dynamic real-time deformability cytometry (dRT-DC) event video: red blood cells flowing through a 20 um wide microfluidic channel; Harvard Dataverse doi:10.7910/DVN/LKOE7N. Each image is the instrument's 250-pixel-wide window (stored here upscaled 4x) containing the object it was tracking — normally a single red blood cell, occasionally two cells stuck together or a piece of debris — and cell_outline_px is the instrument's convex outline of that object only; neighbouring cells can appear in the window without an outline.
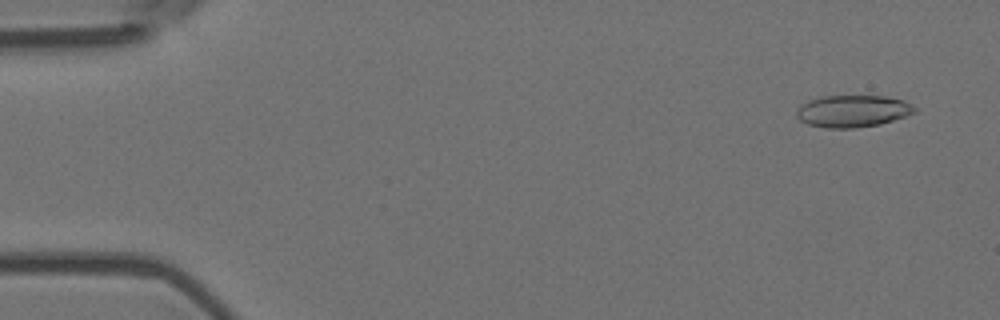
{"species": "Egyptian fruit bat (a non-hibernating species)", "species_latin": "Rousettus aegyptiacus", "temperature_condition": "room temperature", "stored_images_in_passage": 4, "camera_frame_rate_fps": 3000, "um_per_image_px": 0.085, "animal": {"sex": "female"}, "frame": {"image": 1, "passage_image": 1, "time_ms": 0.0, "image_size_px": [1000, 320], "cell_outline_px": [[916, 112], [908, 116], [880, 124], [856, 128], [828, 128], [808, 124], [800, 120], [796, 116], [796, 112], [800, 104], [808, 100], [820, 96], [884, 96], [904, 100], [912, 104], [916, 108]], "centroid_in_image_um": [72.49, 9.44], "position_along_channel_um": 12.5, "area_um2": 22.25}}
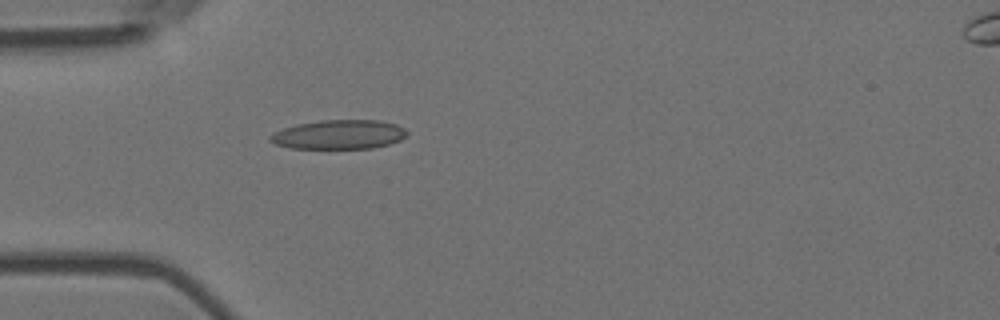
{"frame": {"image": 2, "passage_image": 4, "time_ms": 1.0, "image_size_px": [1000, 320], "cell_outline_px": [[408, 132], [400, 140], [388, 144], [372, 148], [292, 148], [276, 144], [268, 140], [268, 136], [272, 132], [296, 124], [320, 120], [376, 120], [396, 124], [404, 128]], "centroid_in_image_um": [28.77, 11.43], "position_along_channel_um": 56.2, "area_um2": 23.24}}